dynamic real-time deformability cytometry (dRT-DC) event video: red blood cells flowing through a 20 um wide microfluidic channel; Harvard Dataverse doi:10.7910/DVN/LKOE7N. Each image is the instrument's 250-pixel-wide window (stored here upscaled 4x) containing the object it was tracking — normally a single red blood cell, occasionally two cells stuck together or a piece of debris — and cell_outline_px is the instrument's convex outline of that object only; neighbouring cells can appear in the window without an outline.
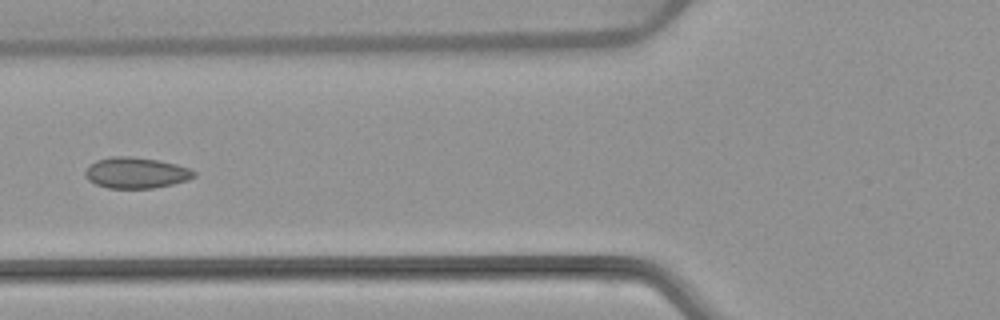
{"species": "common noctule bat (a hibernating species)", "species_latin": "Nyctalus noctula", "temperature_condition": "warm", "stored_images_in_passage": 6, "camera_frame_rate_fps": 3000, "um_per_image_px": 0.085, "animal": {"sex": "female", "body_mass_g": 22.7, "forearm_length_mm": 54.2}, "frame": {"image": 1, "passage_image": 6, "time_ms": 6.667, "image_size_px": [1000, 320], "cell_outline_px": [[196, 176], [188, 180], [172, 184], [152, 188], [108, 188], [96, 184], [88, 180], [84, 176], [84, 172], [96, 160], [112, 156], [132, 156], [160, 160], [176, 164], [188, 168], [196, 172]], "centroid_in_image_um": [11.57, 14.68], "position_along_channel_um": 114.2, "area_um2": 19.65}}